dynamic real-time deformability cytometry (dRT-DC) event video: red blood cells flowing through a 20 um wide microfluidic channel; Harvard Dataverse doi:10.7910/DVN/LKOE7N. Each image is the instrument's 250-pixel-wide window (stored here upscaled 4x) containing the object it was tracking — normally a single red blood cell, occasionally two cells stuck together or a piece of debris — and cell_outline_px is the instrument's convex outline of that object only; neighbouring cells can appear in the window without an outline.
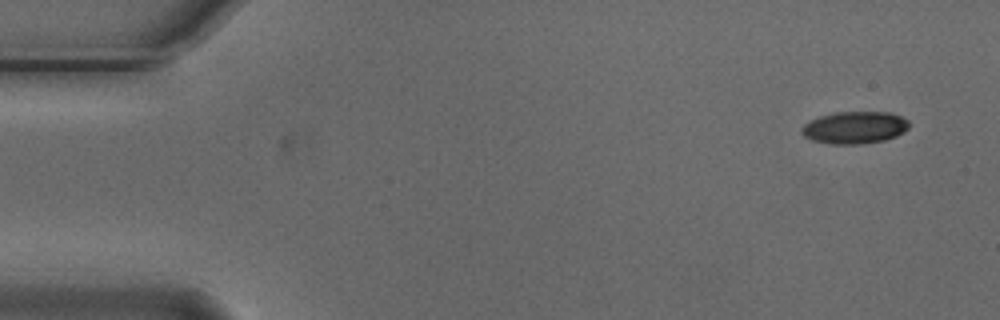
{"species": "Egyptian fruit bat (a non-hibernating species)", "species_latin": "Rousettus aegyptiacus", "temperature_condition": "cold", "stored_images_in_passage": 2, "camera_frame_rate_fps": 3000, "um_per_image_px": 0.085, "animal": {"sex": "male"}, "frame": {"image": 1, "passage_image": 2, "time_ms": 0.333, "image_size_px": [1000, 320], "cell_outline_px": [[908, 128], [904, 132], [896, 136], [884, 140], [860, 144], [832, 144], [812, 140], [804, 136], [800, 132], [800, 128], [804, 124], [820, 116], [836, 112], [888, 112], [900, 116], [908, 120]], "centroid_in_image_um": [72.63, 10.84], "position_along_channel_um": 12.4, "area_um2": 20.11}}